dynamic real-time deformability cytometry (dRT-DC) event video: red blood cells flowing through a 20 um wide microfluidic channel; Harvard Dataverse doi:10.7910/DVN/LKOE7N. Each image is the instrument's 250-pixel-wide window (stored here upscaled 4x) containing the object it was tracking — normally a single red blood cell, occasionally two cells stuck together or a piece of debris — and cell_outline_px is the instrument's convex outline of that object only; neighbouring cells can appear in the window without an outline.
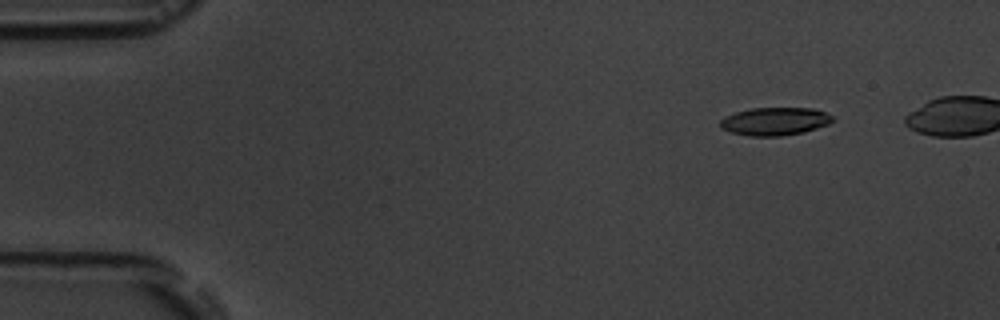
{"species": "common noctule bat (a hibernating species)", "species_latin": "Nyctalus noctula", "temperature_condition": "room temperature", "stored_images_in_passage": 6, "camera_frame_rate_fps": 3000, "um_per_image_px": 0.085, "animal": {"sex": "male", "body_mass_g": 19.5, "forearm_length_mm": 54.6}, "frame": {"image": 1, "passage_image": 2, "time_ms": 1.333, "image_size_px": [1000, 320], "cell_outline_px": [[832, 120], [828, 124], [804, 132], [780, 136], [748, 136], [732, 132], [720, 128], [720, 120], [724, 116], [736, 112], [752, 108], [812, 108], [824, 112], [832, 116]], "centroid_in_image_um": [65.82, 10.31], "position_along_channel_um": 19.2, "area_um2": 18.21}}